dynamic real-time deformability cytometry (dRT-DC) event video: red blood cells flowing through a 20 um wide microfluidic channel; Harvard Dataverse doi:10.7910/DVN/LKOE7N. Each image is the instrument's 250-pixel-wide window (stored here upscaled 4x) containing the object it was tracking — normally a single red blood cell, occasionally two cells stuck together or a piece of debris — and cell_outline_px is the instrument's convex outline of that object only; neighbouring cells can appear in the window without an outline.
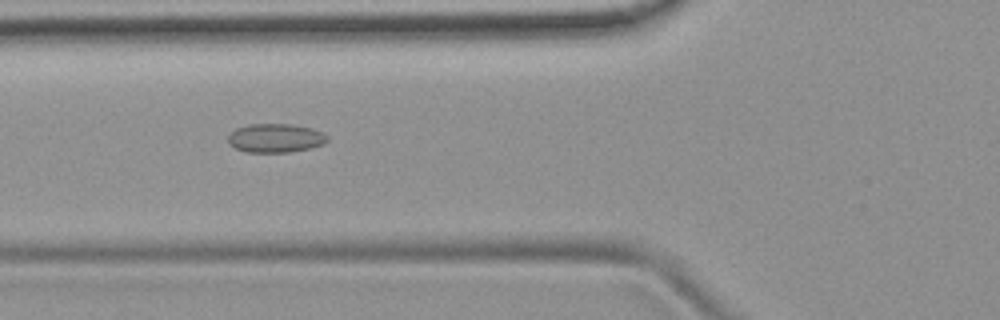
{"species": "common noctule bat (a hibernating species)", "species_latin": "Nyctalus noctula", "temperature_condition": "room temperature", "stored_images_in_passage": 51, "camera_frame_rate_fps": 3000, "um_per_image_px": 0.085, "animal": {"sex": "female", "body_mass_g": 19.9}, "frame": {"image": 1, "passage_image": 19, "time_ms": 6.0, "image_size_px": [1000, 320], "cell_outline_px": [[328, 140], [324, 144], [312, 148], [288, 152], [244, 152], [228, 144], [228, 136], [236, 128], [248, 124], [292, 124], [312, 128], [324, 132], [328, 136]], "centroid_in_image_um": [23.44, 11.73], "position_along_channel_um": 102.4, "area_um2": 16.88}}
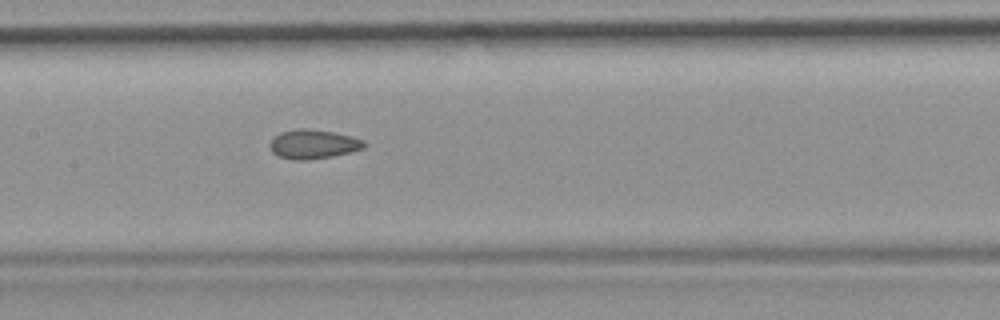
{"frame": {"image": 2, "passage_image": 25, "time_ms": 8.0, "image_size_px": [1000, 320], "cell_outline_px": [[368, 144], [364, 148], [332, 156], [308, 160], [292, 160], [280, 156], [272, 152], [268, 144], [272, 136], [280, 132], [300, 128], [304, 128], [332, 132], [352, 136], [364, 140]], "centroid_in_image_um": [26.6, 12.25], "position_along_channel_um": 180.8, "area_um2": 16.13}}
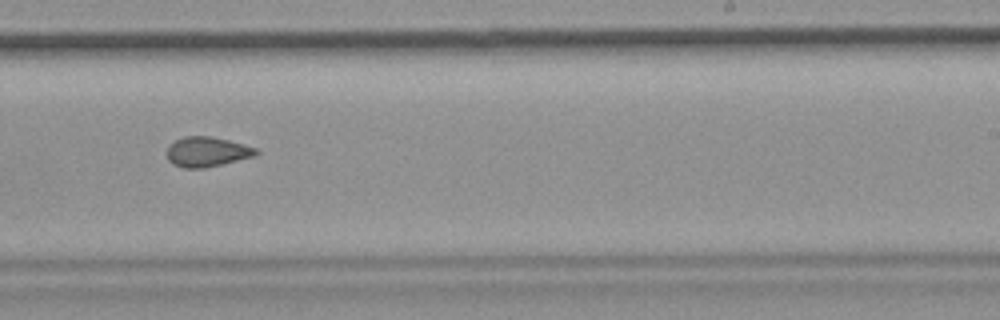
{"frame": {"image": 3, "passage_image": 32, "time_ms": 10.333, "image_size_px": [1000, 320], "cell_outline_px": [[260, 152], [256, 156], [204, 168], [184, 168], [172, 164], [168, 160], [168, 148], [176, 140], [184, 136], [212, 136], [228, 140], [256, 148]], "centroid_in_image_um": [17.62, 12.91], "position_along_channel_um": 271.4, "area_um2": 15.43}, "authors_computed_cell_mechanics": {"area_um2": 16.3574, "velocity_mm_per_s": 3.9042, "shape_relaxation_time_tau1_ms": null, "shape_relaxation_time_tau2_ms": 2.4997, "deformation_change_tau1": null, "deformation_change_tau2": 0.084}}